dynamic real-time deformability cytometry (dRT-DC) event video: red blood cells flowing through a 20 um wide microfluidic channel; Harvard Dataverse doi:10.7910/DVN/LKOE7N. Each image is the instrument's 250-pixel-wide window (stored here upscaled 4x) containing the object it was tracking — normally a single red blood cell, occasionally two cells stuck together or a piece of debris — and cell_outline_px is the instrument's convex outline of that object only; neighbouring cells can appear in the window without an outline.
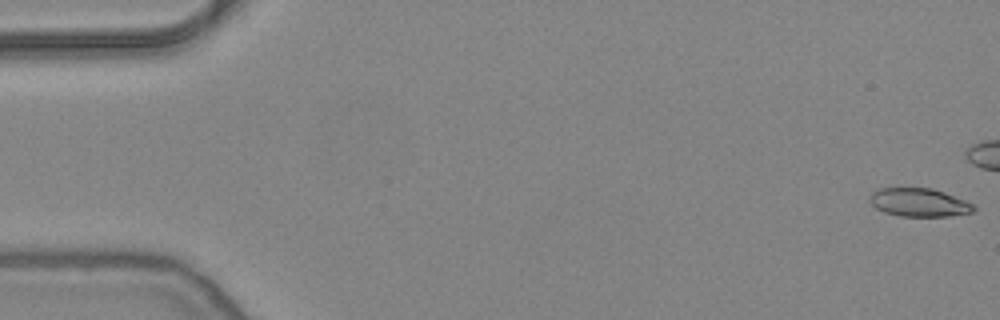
{"species": "common noctule bat (a hibernating species)", "species_latin": "Nyctalus noctula", "temperature_condition": "warm", "stored_images_in_passage": 42, "camera_frame_rate_fps": 3000, "um_per_image_px": 0.085, "animal": {"sex": "female", "body_mass_g": 24.6, "forearm_length_mm": 56.2}, "frame": {"image": 1, "passage_image": 1, "time_ms": 0.0, "image_size_px": [1000, 320], "cell_outline_px": [[976, 208], [972, 212], [948, 216], [900, 216], [884, 212], [876, 208], [868, 200], [872, 192], [880, 188], [932, 188], [944, 192], [964, 200], [972, 204]], "centroid_in_image_um": [78.09, 17.2], "position_along_channel_um": 6.9, "area_um2": 17.05}}
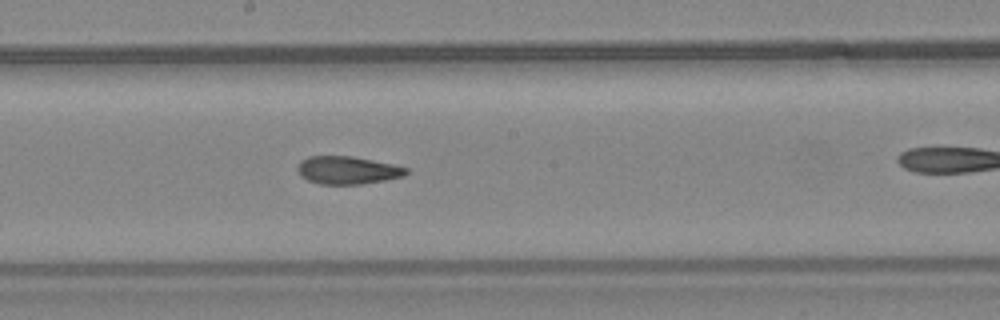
{"frame": {"image": 2, "passage_image": 29, "time_ms": 9.333, "image_size_px": [1000, 320], "cell_outline_px": [[408, 172], [404, 176], [384, 180], [360, 184], [320, 184], [308, 180], [300, 176], [296, 172], [296, 164], [300, 160], [308, 156], [352, 156], [396, 164], [408, 168]], "centroid_in_image_um": [29.5, 14.45], "position_along_channel_um": 218.7, "area_um2": 17.92}}
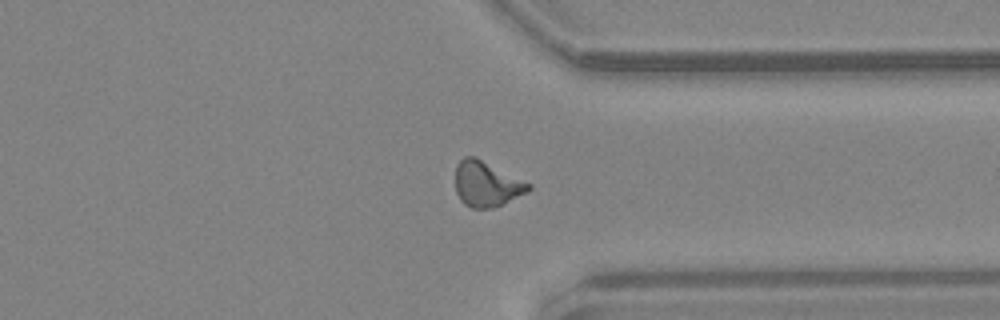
{"frame": {"image": 3, "passage_image": 41, "time_ms": 13.333, "image_size_px": [1000, 320], "cell_outline_px": [[532, 188], [528, 192], [492, 208], [472, 208], [464, 204], [460, 200], [456, 192], [456, 164], [464, 156], [476, 156], [532, 184]], "centroid_in_image_um": [41.36, 15.62], "position_along_channel_um": 370.0, "area_um2": 19.42}}